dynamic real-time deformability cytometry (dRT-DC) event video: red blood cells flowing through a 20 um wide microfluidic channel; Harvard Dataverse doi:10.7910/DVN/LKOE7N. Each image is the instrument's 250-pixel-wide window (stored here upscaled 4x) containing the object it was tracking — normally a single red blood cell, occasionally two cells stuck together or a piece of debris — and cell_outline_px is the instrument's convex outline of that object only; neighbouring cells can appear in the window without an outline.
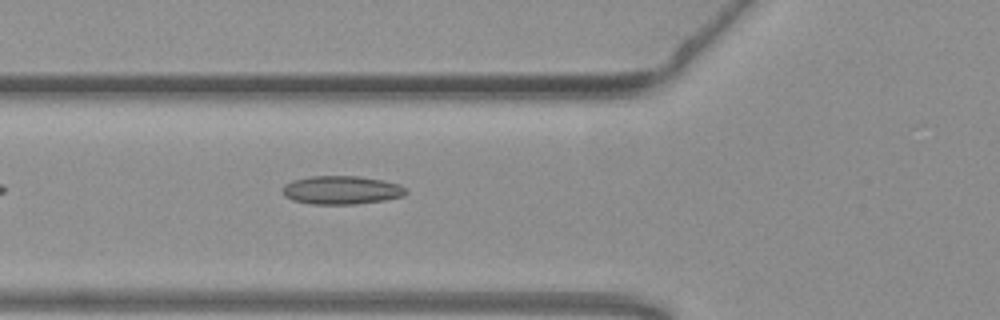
{"species": "common noctule bat (a hibernating species)", "species_latin": "Nyctalus noctula", "temperature_condition": "warm", "stored_images_in_passage": 37, "camera_frame_rate_fps": 3000, "um_per_image_px": 0.085, "animal": {"sex": "female", "body_mass_g": 19.3, "forearm_length_mm": 54.1}, "frame": {"image": 1, "passage_image": 5, "time_ms": 1.333, "image_size_px": [1000, 320], "cell_outline_px": [[408, 192], [404, 196], [384, 200], [356, 204], [312, 204], [292, 200], [284, 196], [284, 184], [292, 180], [312, 176], [356, 176], [384, 180], [400, 184]], "centroid_in_image_um": [29.04, 16.15], "position_along_channel_um": 96.8, "area_um2": 20.46}}
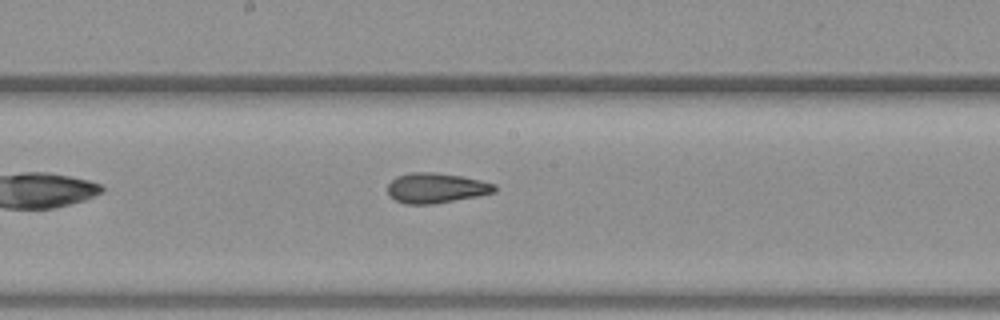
{"frame": {"image": 2, "passage_image": 14, "time_ms": 4.333, "image_size_px": [1000, 320], "cell_outline_px": [[496, 192], [476, 196], [432, 204], [404, 204], [396, 200], [388, 192], [388, 184], [396, 176], [412, 172], [436, 172], [460, 176], [480, 180], [496, 184]], "centroid_in_image_um": [37.07, 15.97], "position_along_channel_um": 211.1, "area_um2": 18.61}}
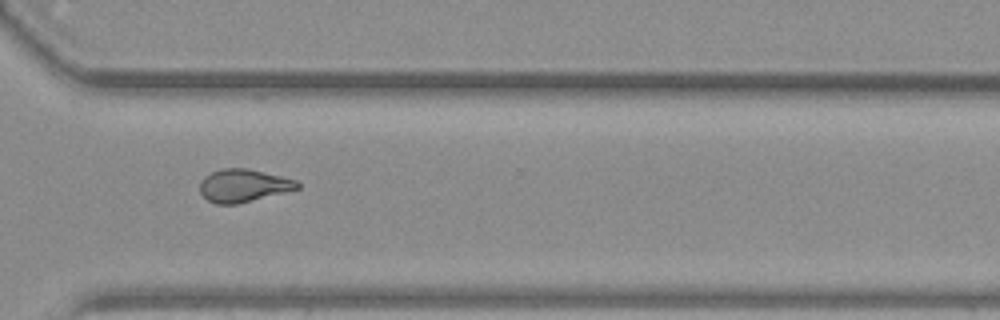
{"frame": {"image": 3, "passage_image": 25, "time_ms": 8.0, "image_size_px": [1000, 320], "cell_outline_px": [[300, 188], [236, 204], [216, 204], [208, 200], [200, 192], [200, 180], [204, 176], [220, 168], [248, 168], [296, 180], [300, 184]], "centroid_in_image_um": [20.66, 15.76], "position_along_channel_um": 349.9, "area_um2": 18.5}, "authors_computed_cell_mechanics": {"area_um2": 18.785, "velocity_mm_per_s": 3.7981, "shape_relaxation_time_tau1_ms": null, "shape_relaxation_time_tau2_ms": 2.2065, "deformation_change_tau1": null, "deformation_change_tau2": 0.088}}